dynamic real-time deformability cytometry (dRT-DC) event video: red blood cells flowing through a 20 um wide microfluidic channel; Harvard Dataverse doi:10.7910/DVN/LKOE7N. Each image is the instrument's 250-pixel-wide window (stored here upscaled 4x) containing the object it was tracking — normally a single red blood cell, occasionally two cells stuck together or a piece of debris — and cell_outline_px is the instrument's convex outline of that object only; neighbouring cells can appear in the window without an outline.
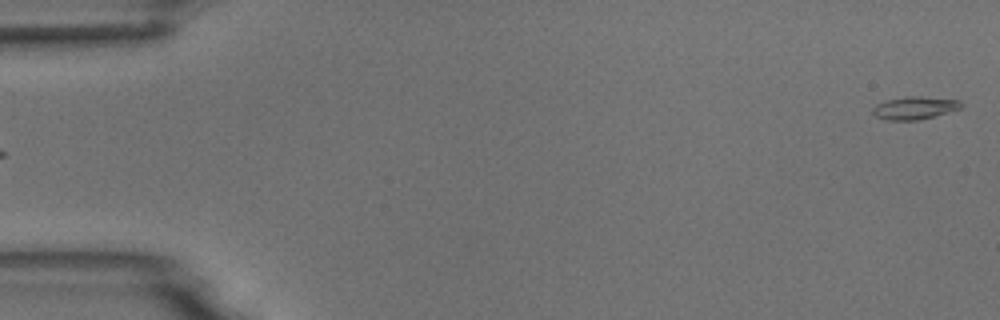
{"species": "common noctule bat (a hibernating species)", "species_latin": "Nyctalus noctula", "temperature_condition": "room temperature", "stored_images_in_passage": 54, "camera_frame_rate_fps": 3000, "um_per_image_px": 0.085, "animal": {"sex": "male", "body_mass_g": 18.8}, "frame": {"image": 1, "passage_image": 1, "time_ms": 0.0, "image_size_px": [1000, 320], "cell_outline_px": [[964, 104], [960, 108], [920, 120], [888, 120], [876, 116], [872, 112], [872, 108], [876, 104], [888, 100], [904, 96], [920, 96], [960, 100]], "centroid_in_image_um": [77.74, 9.16], "position_along_channel_um": 7.3, "area_um2": 11.68}}
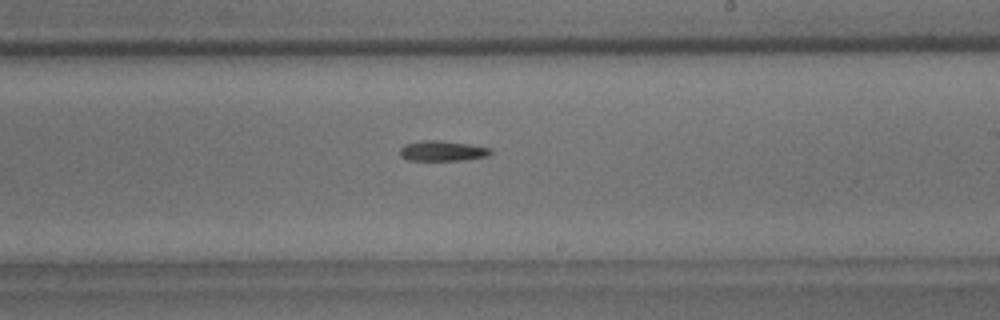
{"frame": {"image": 2, "passage_image": 32, "time_ms": 10.333, "image_size_px": [1000, 320], "cell_outline_px": [[492, 152], [488, 156], [464, 160], [408, 160], [400, 156], [400, 148], [404, 144], [420, 140], [440, 140], [468, 144], [492, 148]], "centroid_in_image_um": [37.59, 12.82], "position_along_channel_um": 251.4, "area_um2": 10.81}}
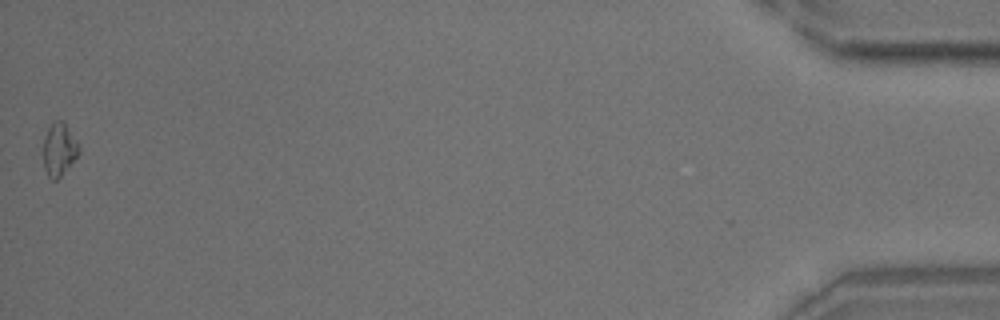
{"frame": {"image": 3, "passage_image": 54, "time_ms": 17.667, "image_size_px": [1000, 320], "cell_outline_px": [[80, 152], [60, 176], [56, 180], [52, 180], [48, 176], [44, 168], [44, 140], [48, 128], [52, 120], [60, 120], [64, 124], [76, 140], [80, 148]], "centroid_in_image_um": [5.01, 12.7], "position_along_channel_um": 430.2, "area_um2": 10.64}}